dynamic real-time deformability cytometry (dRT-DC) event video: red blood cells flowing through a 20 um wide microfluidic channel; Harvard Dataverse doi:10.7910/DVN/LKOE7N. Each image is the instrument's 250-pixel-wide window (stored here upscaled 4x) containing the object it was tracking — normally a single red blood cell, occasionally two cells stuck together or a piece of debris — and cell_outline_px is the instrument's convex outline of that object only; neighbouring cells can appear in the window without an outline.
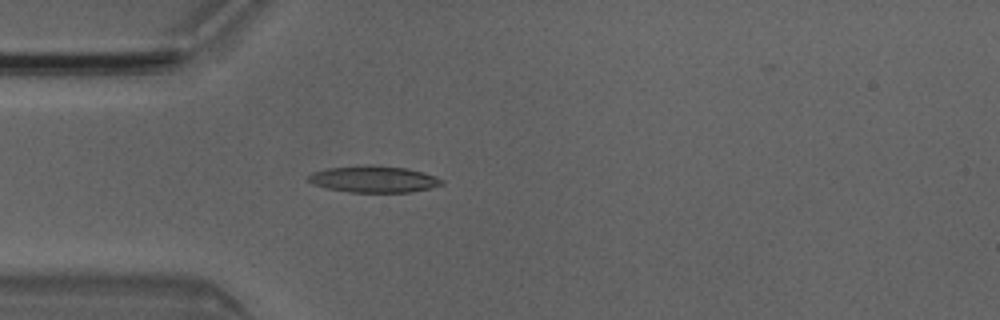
{"species": "Egyptian fruit bat (a non-hibernating species)", "species_latin": "Rousettus aegyptiacus", "temperature_condition": "room temperature", "stored_images_in_passage": 5, "camera_frame_rate_fps": 3000, "um_per_image_px": 0.085, "animal": {"sex": "male"}, "frame": {"image": 1, "passage_image": 4, "time_ms": 1.0, "image_size_px": [1000, 320], "cell_outline_px": [[444, 184], [412, 192], [348, 192], [328, 188], [312, 184], [308, 180], [308, 176], [312, 172], [328, 168], [356, 164], [372, 164], [408, 168], [444, 180]], "centroid_in_image_um": [31.72, 15.21], "position_along_channel_um": 53.3, "area_um2": 20.81}}